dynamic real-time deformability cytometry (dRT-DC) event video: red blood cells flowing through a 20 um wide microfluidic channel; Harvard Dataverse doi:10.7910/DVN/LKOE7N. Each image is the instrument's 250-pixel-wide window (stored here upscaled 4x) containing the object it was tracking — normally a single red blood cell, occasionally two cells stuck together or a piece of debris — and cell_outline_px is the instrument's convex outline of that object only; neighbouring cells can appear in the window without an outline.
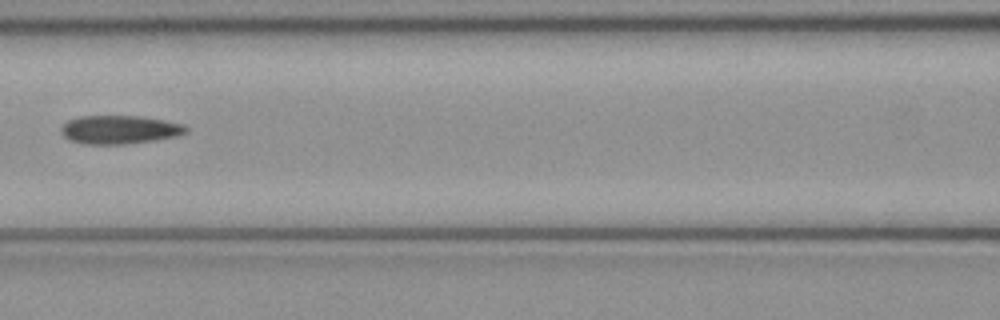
{"species": "common noctule bat (a hibernating species)", "species_latin": "Nyctalus noctula", "temperature_condition": "cold", "stored_images_in_passage": 7, "camera_frame_rate_fps": 3000, "um_per_image_px": 0.085, "animal": {"sex": "female", "body_mass_g": 21.9}, "frame": {"image": 1, "passage_image": 6, "time_ms": 1.667, "image_size_px": [1000, 320], "cell_outline_px": [[188, 132], [176, 136], [156, 140], [124, 144], [84, 144], [68, 140], [60, 132], [60, 128], [68, 120], [80, 116], [140, 116], [164, 120], [184, 124], [188, 128]], "centroid_in_image_um": [10.16, 11.02], "position_along_channel_um": 156.4, "area_um2": 20.87}}
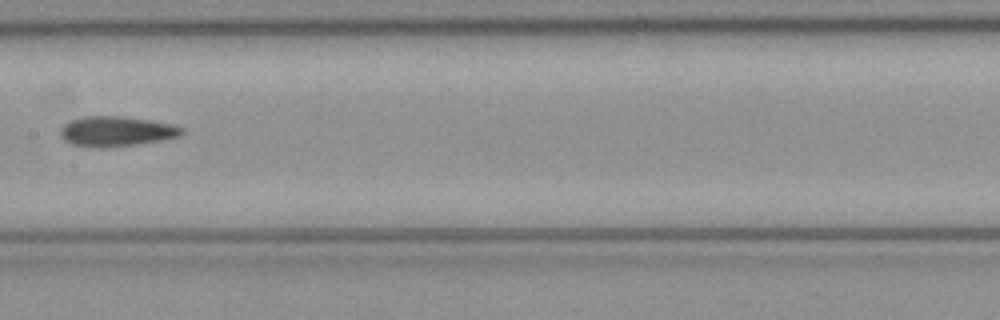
{"frame": {"image": 2, "passage_image": 7, "time_ms": 2.0, "image_size_px": [1000, 320], "cell_outline_px": [[184, 132], [180, 136], [160, 140], [136, 144], [108, 148], [96, 148], [72, 144], [64, 140], [60, 136], [60, 128], [64, 124], [72, 120], [84, 116], [120, 116], [152, 120], [172, 124], [184, 128]], "centroid_in_image_um": [9.88, 11.16], "position_along_channel_um": 197.5, "area_um2": 21.39}}